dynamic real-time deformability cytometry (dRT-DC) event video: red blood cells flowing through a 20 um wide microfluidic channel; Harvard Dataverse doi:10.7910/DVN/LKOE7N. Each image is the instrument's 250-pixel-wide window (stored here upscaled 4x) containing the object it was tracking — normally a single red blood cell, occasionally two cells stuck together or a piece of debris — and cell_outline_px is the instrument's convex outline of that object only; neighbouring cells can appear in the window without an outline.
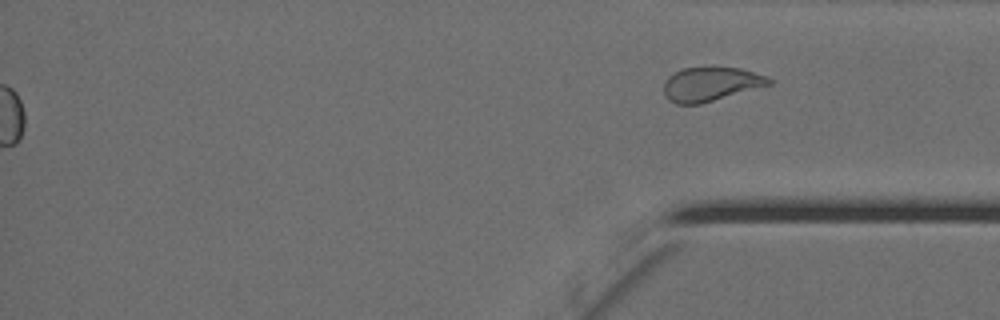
{"species": "Egyptian fruit bat (a non-hibernating species)", "species_latin": "Rousettus aegyptiacus", "temperature_condition": "cold", "stored_images_in_passage": 64, "segment_of_instrument_passage": [2, 2], "camera_frame_rate_fps": 3000, "um_per_image_px": 0.085, "animal": {"sex": "female"}, "frame": {"image": 1, "passage_image": 64, "time_ms": 21.0, "image_size_px": [1000, 320], "cell_outline_px": [[772, 84], [700, 104], [676, 104], [668, 100], [664, 96], [664, 80], [668, 76], [684, 68], [740, 68], [768, 76], [772, 80]], "centroid_in_image_um": [60.4, 7.16], "position_along_channel_um": 374.8, "area_um2": 20.75}}